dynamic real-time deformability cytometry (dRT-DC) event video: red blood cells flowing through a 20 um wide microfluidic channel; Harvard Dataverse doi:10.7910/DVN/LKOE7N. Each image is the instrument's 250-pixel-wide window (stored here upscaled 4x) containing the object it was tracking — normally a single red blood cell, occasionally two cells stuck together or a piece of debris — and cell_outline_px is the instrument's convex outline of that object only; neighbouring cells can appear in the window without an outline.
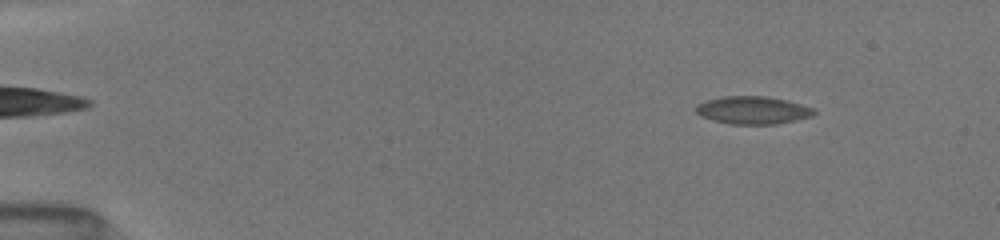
{"species": "common noctule bat (a hibernating species)", "species_latin": "Nyctalus noctula", "temperature_condition": "room temperature", "stored_images_in_passage": 49, "camera_frame_rate_fps": 3000, "um_per_image_px": 0.085, "animal": {"sex": "female", "body_mass_g": 19.5, "forearm_length_mm": 54.1}, "frame": {"image": 1, "passage_image": 6, "time_ms": 1.667, "image_size_px": [1000, 240], "cell_outline_px": [[816, 112], [812, 116], [796, 120], [776, 124], [728, 124], [712, 120], [700, 116], [696, 112], [696, 104], [708, 100], [724, 96], [764, 96], [788, 100], [812, 108]], "centroid_in_image_um": [63.97, 9.37], "position_along_channel_um": 21.0, "area_um2": 19.07}}
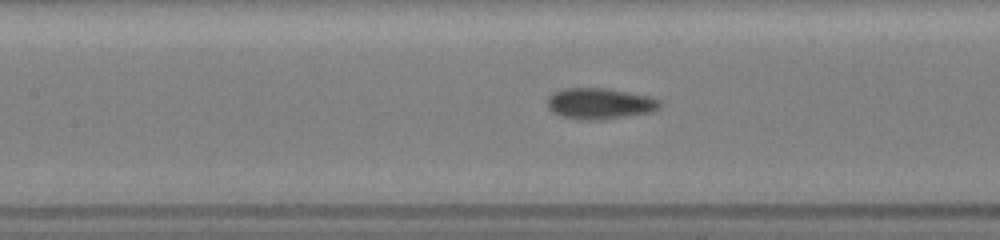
{"frame": {"image": 2, "passage_image": 23, "time_ms": 7.667, "image_size_px": [1000, 240], "cell_outline_px": [[660, 108], [652, 112], [600, 120], [580, 120], [560, 116], [552, 112], [548, 108], [548, 96], [564, 88], [604, 88], [628, 92], [648, 96], [660, 100]], "centroid_in_image_um": [50.97, 8.81], "position_along_channel_um": 156.4, "area_um2": 20.35}}
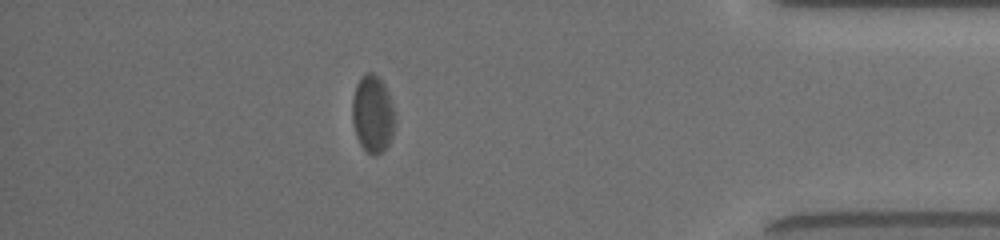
{"frame": {"image": 3, "passage_image": 43, "time_ms": 14.667, "image_size_px": [1000, 240], "cell_outline_px": [[396, 120], [392, 136], [388, 144], [376, 156], [372, 156], [360, 144], [356, 136], [352, 124], [352, 100], [356, 84], [360, 76], [364, 72], [372, 72], [384, 84], [388, 92]], "centroid_in_image_um": [31.66, 9.68], "position_along_channel_um": 403.5, "area_um2": 19.36}, "authors_computed_cell_mechanics": {"area_um2": 19.2474, "velocity_mm_per_s": 4.0222, "shape_relaxation_time_tau1_ms": 3.3141, "shape_relaxation_time_tau2_ms": 1.8604, "deformation_change_tau1": 0.0922, "deformation_change_tau2": 0.0556}}